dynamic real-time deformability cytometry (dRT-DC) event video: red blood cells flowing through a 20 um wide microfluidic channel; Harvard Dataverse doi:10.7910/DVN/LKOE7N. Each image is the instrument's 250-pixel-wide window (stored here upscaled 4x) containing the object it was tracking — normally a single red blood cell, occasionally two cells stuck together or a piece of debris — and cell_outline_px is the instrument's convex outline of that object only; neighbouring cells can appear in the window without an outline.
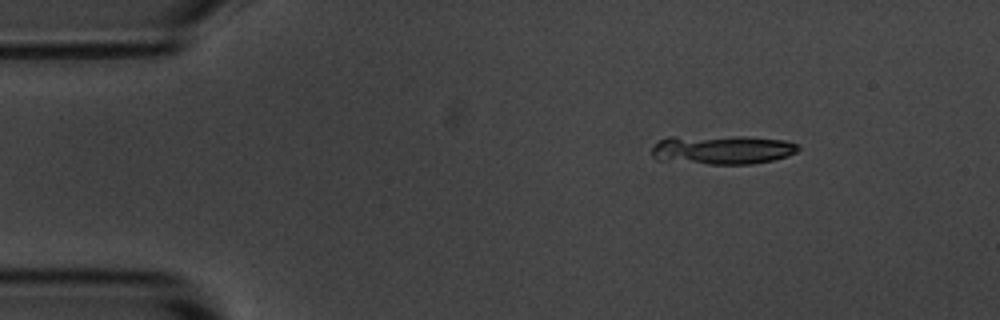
{"species": "common noctule bat (a hibernating species)", "species_latin": "Nyctalus noctula", "temperature_condition": "room temperature", "stored_images_in_passage": 4, "camera_frame_rate_fps": 3000, "um_per_image_px": 0.085, "animal": {"sex": "male", "body_mass_g": 20.1, "forearm_length_mm": 53.5}, "frame": {"image": 1, "passage_image": 2, "time_ms": 1.0, "image_size_px": [1000, 320], "cell_outline_px": [[800, 148], [796, 152], [788, 156], [772, 160], [752, 164], [708, 164], [656, 160], [652, 156], [652, 148], [660, 140], [668, 136], [744, 136], [784, 140], [796, 144]], "centroid_in_image_um": [61.35, 12.72], "position_along_channel_um": 23.6, "area_um2": 25.09}}